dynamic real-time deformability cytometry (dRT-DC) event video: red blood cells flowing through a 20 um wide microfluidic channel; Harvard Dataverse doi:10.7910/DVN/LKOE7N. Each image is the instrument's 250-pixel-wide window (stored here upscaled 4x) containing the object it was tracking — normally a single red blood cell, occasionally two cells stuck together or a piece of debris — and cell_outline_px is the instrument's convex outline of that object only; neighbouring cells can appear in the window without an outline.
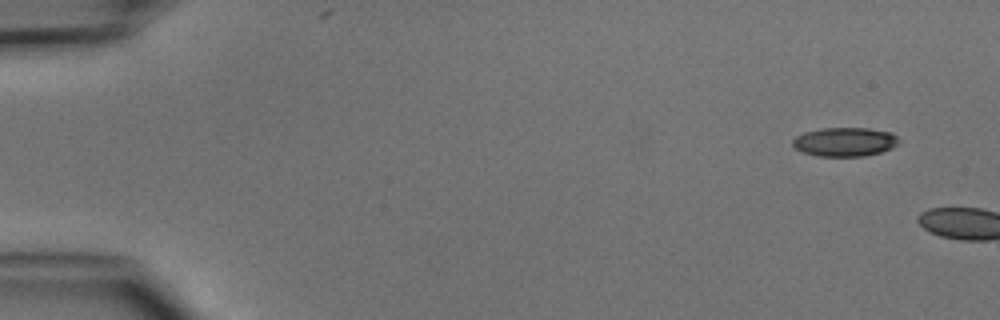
{"species": "common noctule bat (a hibernating species)", "species_latin": "Nyctalus noctula", "temperature_condition": "cold", "stored_images_in_passage": 2, "camera_frame_rate_fps": 3000, "um_per_image_px": 0.085, "animal": {"sex": "male", "body_mass_g": 15.6}, "frame": {"image": 1, "passage_image": 1, "time_ms": 0.0, "image_size_px": [1000, 320], "cell_outline_px": [[900, 140], [892, 148], [880, 152], [864, 156], [816, 156], [800, 152], [792, 144], [792, 140], [796, 136], [804, 132], [824, 128], [868, 128], [892, 132]], "centroid_in_image_um": [71.79, 12.06], "position_along_channel_um": 13.2, "area_um2": 17.98}}